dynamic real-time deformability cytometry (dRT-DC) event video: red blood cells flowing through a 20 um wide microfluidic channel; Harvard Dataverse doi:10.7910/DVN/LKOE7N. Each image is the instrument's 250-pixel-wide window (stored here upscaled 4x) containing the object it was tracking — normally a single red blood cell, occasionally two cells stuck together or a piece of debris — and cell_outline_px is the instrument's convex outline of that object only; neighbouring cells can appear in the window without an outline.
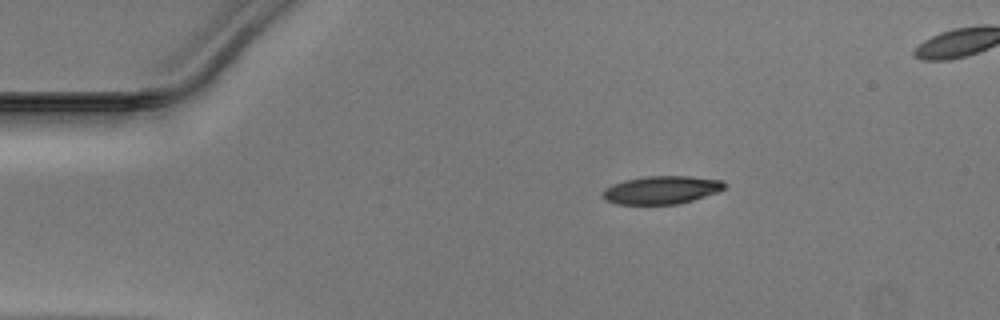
{"species": "Egyptian fruit bat (a non-hibernating species)", "species_latin": "Rousettus aegyptiacus", "temperature_condition": "warm", "stored_images_in_passage": 42, "camera_frame_rate_fps": 3000, "um_per_image_px": 0.085, "animal": {"sex": "male"}, "frame": {"image": 1, "passage_image": 1, "time_ms": 0.0, "image_size_px": [1000, 320], "cell_outline_px": [[724, 188], [716, 192], [680, 204], [616, 204], [604, 200], [600, 196], [604, 188], [612, 184], [624, 180], [644, 176], [688, 176], [724, 180]], "centroid_in_image_um": [56.15, 16.14], "position_along_channel_um": 28.8, "area_um2": 20.0}}
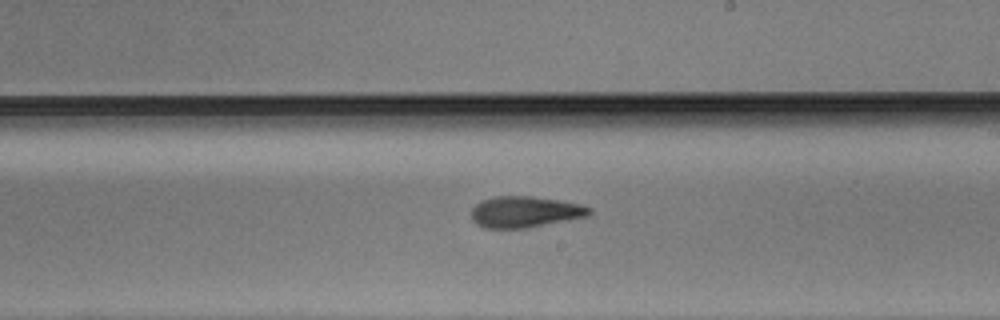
{"frame": {"image": 2, "passage_image": 21, "time_ms": 6.667, "image_size_px": [1000, 320], "cell_outline_px": [[592, 212], [588, 216], [524, 228], [484, 228], [472, 220], [472, 208], [480, 200], [492, 196], [532, 196], [560, 200], [580, 204], [592, 208]], "centroid_in_image_um": [44.61, 17.99], "position_along_channel_um": 244.4, "area_um2": 21.44}}
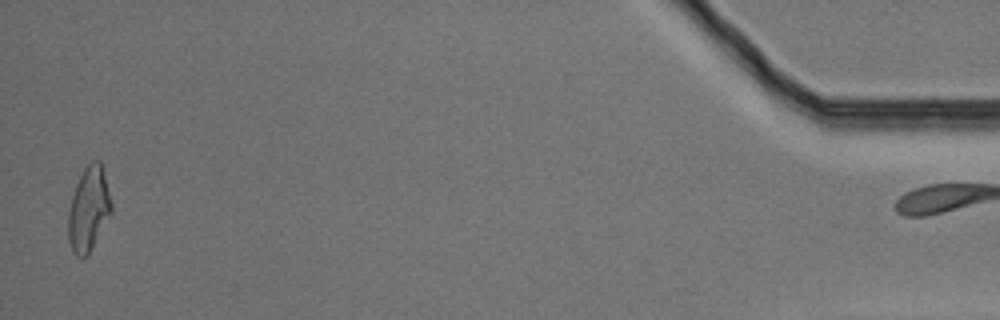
{"frame": {"image": 3, "passage_image": 41, "time_ms": 13.333, "image_size_px": [1000, 320], "cell_outline_px": [[112, 212], [88, 252], [84, 256], [76, 256], [72, 252], [68, 240], [68, 212], [72, 196], [76, 184], [84, 168], [92, 160], [100, 160], [112, 204]], "centroid_in_image_um": [7.52, 17.74], "position_along_channel_um": 427.7, "area_um2": 20.75}}